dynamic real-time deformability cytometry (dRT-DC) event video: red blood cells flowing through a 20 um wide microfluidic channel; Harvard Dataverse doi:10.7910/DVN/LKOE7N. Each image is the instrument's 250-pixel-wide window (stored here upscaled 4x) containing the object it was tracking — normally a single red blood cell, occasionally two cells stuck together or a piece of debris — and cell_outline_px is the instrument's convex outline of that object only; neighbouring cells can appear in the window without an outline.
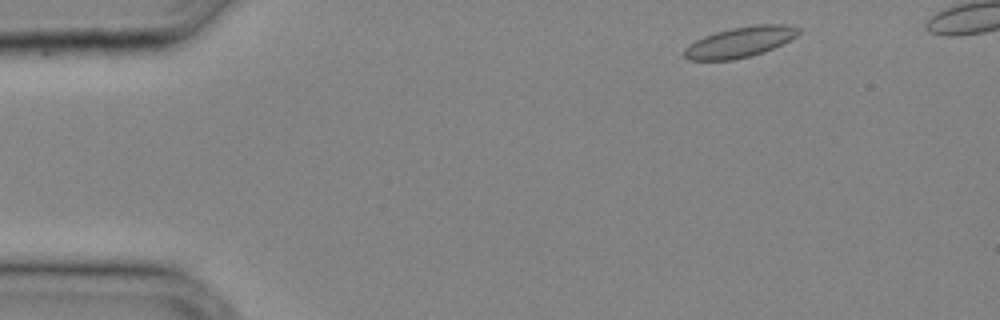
{"species": "common noctule bat (a hibernating species)", "species_latin": "Nyctalus noctula", "temperature_condition": "cold", "stored_images_in_passage": 28, "camera_frame_rate_fps": 3000, "um_per_image_px": 0.085, "animal": {"sex": "male", "body_mass_g": 20.4}, "frame": {"image": 1, "passage_image": 2, "time_ms": 0.333, "image_size_px": [1000, 320], "cell_outline_px": [[800, 32], [796, 36], [764, 52], [732, 60], [688, 60], [684, 56], [684, 48], [696, 40], [704, 36], [716, 32], [732, 28], [756, 24], [788, 24], [800, 28]], "centroid_in_image_um": [62.89, 3.57], "position_along_channel_um": 22.1, "area_um2": 20.11}}
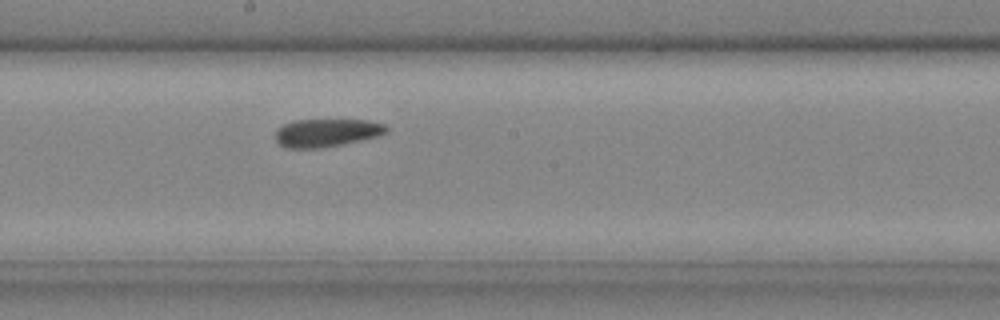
{"frame": {"image": 2, "passage_image": 17, "time_ms": 5.333, "image_size_px": [1000, 320], "cell_outline_px": [[388, 132], [380, 136], [320, 148], [288, 148], [280, 144], [276, 140], [276, 132], [284, 124], [296, 120], [368, 120], [384, 124], [388, 128]], "centroid_in_image_um": [27.8, 11.28], "position_along_channel_um": 220.4, "area_um2": 17.92}}
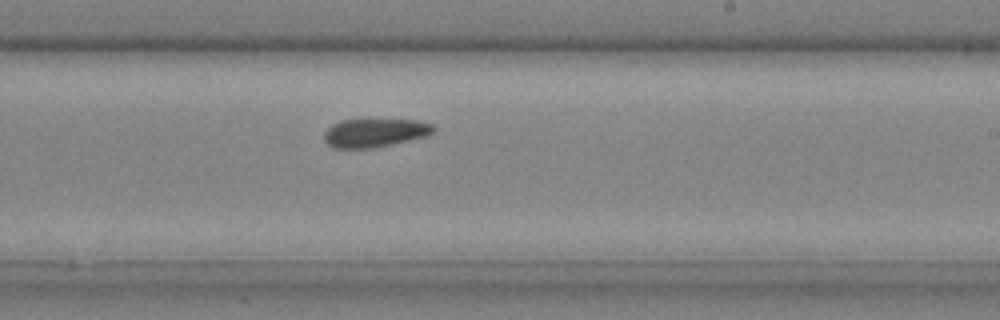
{"frame": {"image": 3, "passage_image": 19, "time_ms": 6.0, "image_size_px": [1000, 320], "cell_outline_px": [[436, 132], [428, 136], [392, 144], [372, 148], [332, 148], [324, 140], [324, 132], [332, 124], [340, 120], [364, 116], [420, 120], [432, 124], [436, 128]], "centroid_in_image_um": [31.89, 11.22], "position_along_channel_um": 257.1, "area_um2": 19.48}}